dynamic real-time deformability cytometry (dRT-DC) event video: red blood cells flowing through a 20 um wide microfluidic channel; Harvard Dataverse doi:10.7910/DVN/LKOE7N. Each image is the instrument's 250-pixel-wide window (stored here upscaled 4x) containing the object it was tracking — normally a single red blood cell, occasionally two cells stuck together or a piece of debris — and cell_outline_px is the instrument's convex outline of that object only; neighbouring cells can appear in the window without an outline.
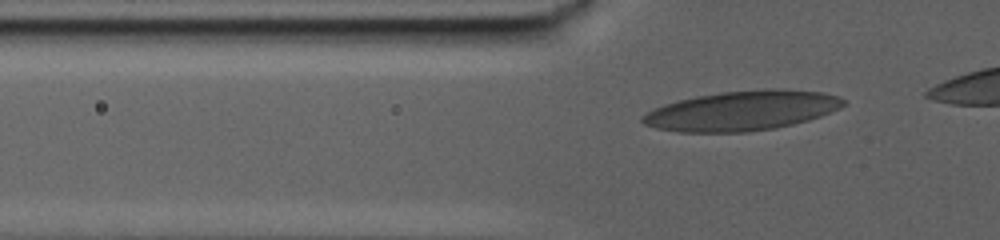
{"species": "human", "species_latin": "Homo sapiens", "temperature_condition": "warm", "stored_images_in_passage": 46, "camera_frame_rate_fps": 3000, "um_per_image_px": 0.085, "donor": {"sex": "male"}, "frame": {"image": 1, "passage_image": 4, "time_ms": 1.0, "image_size_px": [1000, 240], "cell_outline_px": [[844, 104], [840, 108], [820, 116], [808, 120], [776, 128], [748, 132], [680, 132], [656, 128], [644, 124], [640, 120], [640, 116], [664, 104], [696, 96], [720, 92], [764, 88], [776, 88], [820, 92], [840, 96], [844, 100]], "centroid_in_image_um": [63.06, 9.4], "position_along_channel_um": 62.7, "area_um2": 46.53}}
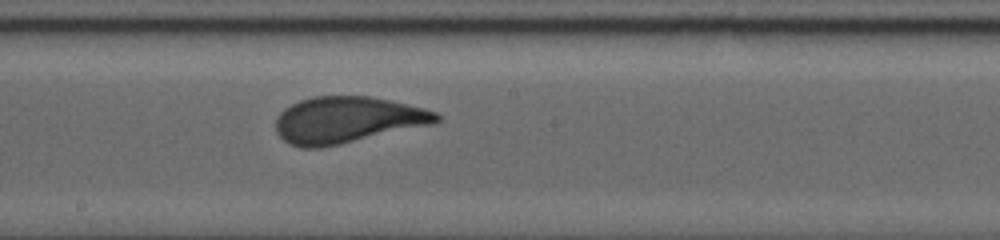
{"frame": {"image": 2, "passage_image": 22, "time_ms": 7.0, "image_size_px": [1000, 240], "cell_outline_px": [[440, 120], [432, 124], [340, 144], [320, 148], [300, 148], [288, 144], [276, 132], [276, 116], [284, 108], [300, 100], [312, 96], [372, 96], [424, 108], [436, 112], [440, 116]], "centroid_in_image_um": [29.47, 10.19], "position_along_channel_um": 218.7, "area_um2": 43.47}}
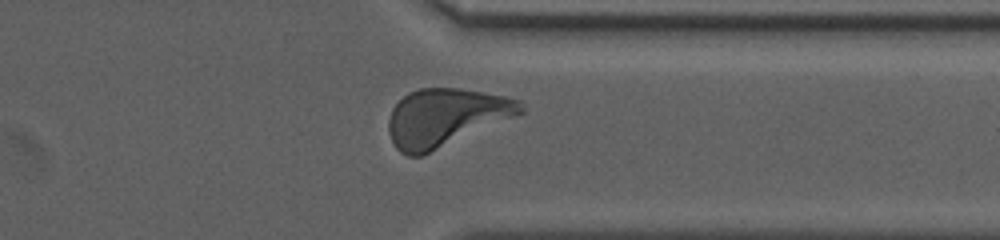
{"frame": {"image": 3, "passage_image": 39, "time_ms": 12.667, "image_size_px": [1000, 240], "cell_outline_px": [[524, 112], [420, 156], [408, 156], [400, 152], [396, 148], [388, 132], [388, 120], [392, 108], [408, 92], [420, 88], [460, 88], [484, 92], [504, 96], [520, 100], [524, 104]], "centroid_in_image_um": [37.85, 9.96], "position_along_channel_um": 373.5, "area_um2": 43.99}}